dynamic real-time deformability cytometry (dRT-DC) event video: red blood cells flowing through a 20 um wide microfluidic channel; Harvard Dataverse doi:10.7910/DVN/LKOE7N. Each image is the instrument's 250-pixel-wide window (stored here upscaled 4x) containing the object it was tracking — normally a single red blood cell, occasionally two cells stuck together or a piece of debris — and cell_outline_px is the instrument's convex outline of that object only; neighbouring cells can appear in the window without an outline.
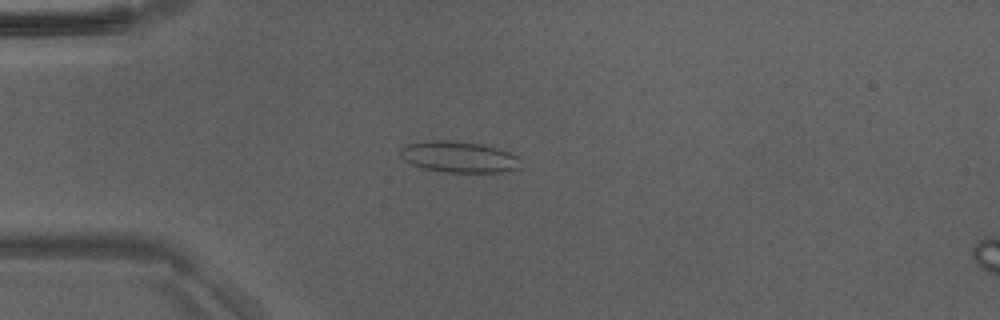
{"species": "Egyptian fruit bat (a non-hibernating species)", "species_latin": "Rousettus aegyptiacus", "temperature_condition": "room temperature", "stored_images_in_passage": 46, "camera_frame_rate_fps": 3000, "um_per_image_px": 0.085, "animal": {"sex": "male"}, "frame": {"image": 1, "passage_image": 10, "time_ms": 3.0, "image_size_px": [1000, 320], "cell_outline_px": [[520, 168], [500, 172], [448, 172], [424, 168], [412, 164], [404, 160], [400, 156], [400, 148], [404, 144], [424, 140], [456, 140], [484, 144], [508, 152], [516, 156]], "centroid_in_image_um": [38.93, 13.31], "position_along_channel_um": 46.1, "area_um2": 21.91}}
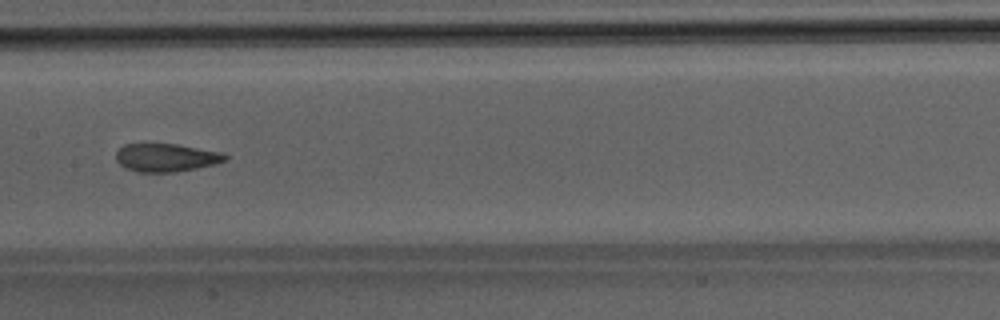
{"frame": {"image": 2, "passage_image": 22, "time_ms": 7.0, "image_size_px": [1000, 320], "cell_outline_px": [[228, 160], [216, 164], [196, 168], [172, 172], [136, 172], [124, 168], [116, 160], [116, 152], [124, 144], [176, 144], [224, 152], [228, 156]], "centroid_in_image_um": [14.14, 13.4], "position_along_channel_um": 193.3, "area_um2": 18.03}}
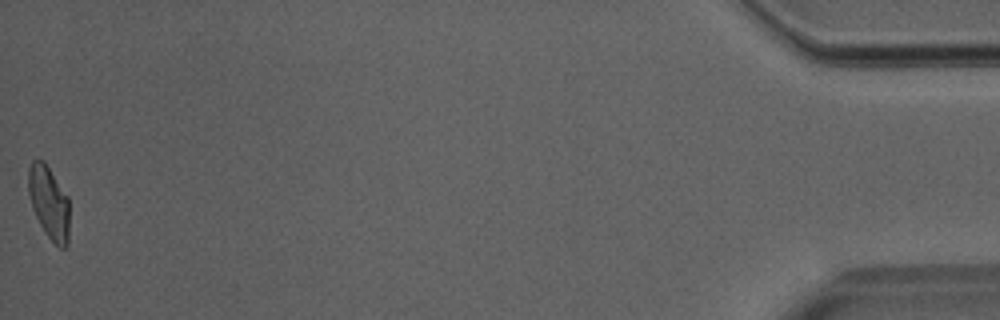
{"frame": {"image": 3, "passage_image": 46, "time_ms": 15.0, "image_size_px": [1000, 320], "cell_outline_px": [[68, 244], [64, 248], [60, 248], [48, 236], [40, 224], [32, 208], [28, 192], [28, 168], [32, 160], [44, 160], [68, 196]], "centroid_in_image_um": [4.15, 17.18], "position_along_channel_um": 431.1, "area_um2": 17.34}}